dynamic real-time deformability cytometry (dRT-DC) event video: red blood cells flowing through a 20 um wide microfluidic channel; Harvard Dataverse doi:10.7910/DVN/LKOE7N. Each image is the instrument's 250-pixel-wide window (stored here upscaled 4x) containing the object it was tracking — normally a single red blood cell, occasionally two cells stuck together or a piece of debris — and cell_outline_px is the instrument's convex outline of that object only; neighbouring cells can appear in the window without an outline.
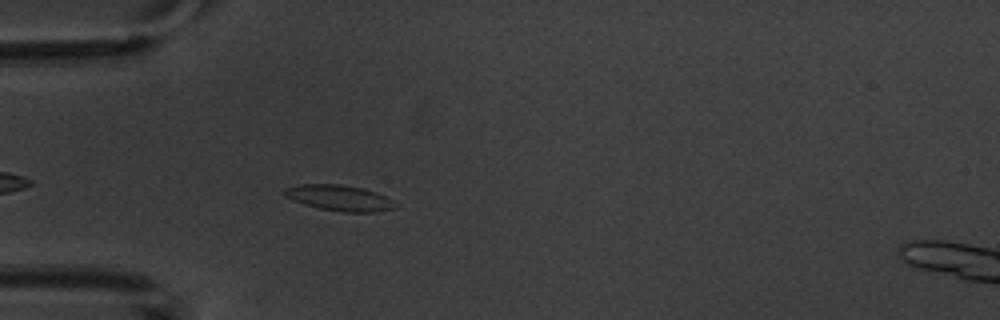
{"species": "common noctule bat (a hibernating species)", "species_latin": "Nyctalus noctula", "temperature_condition": "warm", "stored_images_in_passage": 1, "camera_frame_rate_fps": 3000, "um_per_image_px": 0.085, "animal": {"sex": "male", "body_mass_g": 20.1, "forearm_length_mm": 53.5}, "frame": {"image": 1, "passage_image": 1, "time_ms": 0.0, "image_size_px": [1000, 320], "cell_outline_px": [[400, 204], [396, 208], [376, 212], [344, 212], [320, 208], [304, 204], [292, 200], [284, 196], [284, 188], [300, 184], [340, 184], [360, 188], [376, 192]], "centroid_in_image_um": [28.86, 16.83], "position_along_channel_um": 56.1, "area_um2": 16.65}}